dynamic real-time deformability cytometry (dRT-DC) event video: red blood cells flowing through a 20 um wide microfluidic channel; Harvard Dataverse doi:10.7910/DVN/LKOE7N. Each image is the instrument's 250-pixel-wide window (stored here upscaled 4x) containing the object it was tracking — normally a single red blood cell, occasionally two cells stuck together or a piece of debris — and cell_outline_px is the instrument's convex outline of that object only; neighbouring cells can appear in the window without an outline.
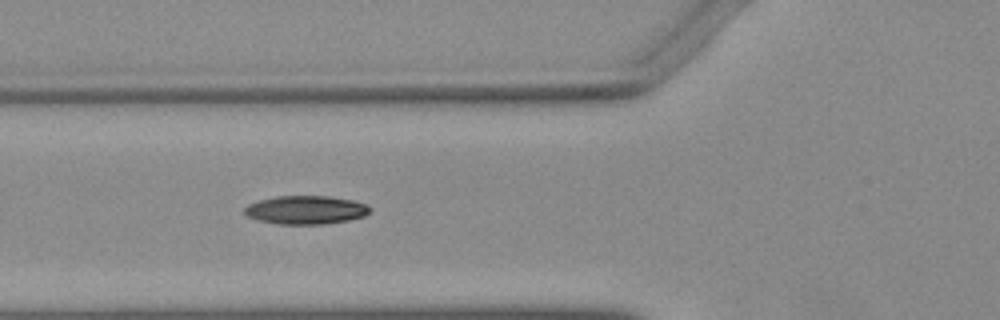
{"species": "Egyptian fruit bat (a non-hibernating species)", "species_latin": "Rousettus aegyptiacus", "temperature_condition": "warm", "stored_images_in_passage": 17, "camera_frame_rate_fps": 3000, "um_per_image_px": 0.085, "animal": {"sex": "female"}, "frame": {"image": 1, "passage_image": 8, "time_ms": 2.333, "image_size_px": [1000, 320], "cell_outline_px": [[372, 208], [364, 216], [348, 220], [324, 224], [280, 224], [260, 220], [248, 216], [244, 212], [244, 208], [248, 204], [260, 200], [276, 196], [328, 196], [352, 200], [368, 204]], "centroid_in_image_um": [26.02, 17.84], "position_along_channel_um": 99.8, "area_um2": 20.69}}